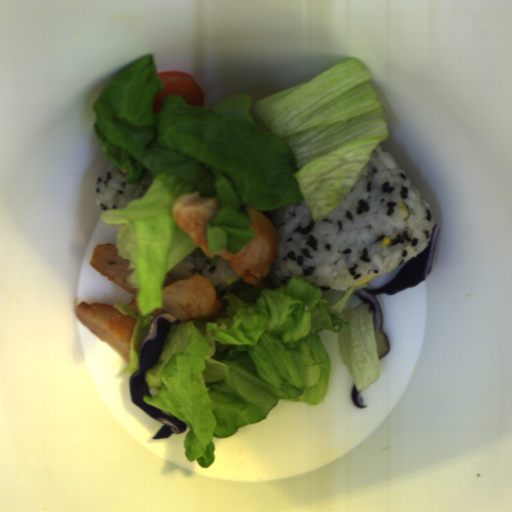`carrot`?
<instances>
[{
	"label": "carrot",
	"mask_w": 512,
	"mask_h": 512,
	"mask_svg": "<svg viewBox=\"0 0 512 512\" xmlns=\"http://www.w3.org/2000/svg\"><path fill=\"white\" fill-rule=\"evenodd\" d=\"M163 87L156 93L152 101V112L158 114L162 109L165 96L179 94L186 105L192 107H204L205 96L193 76L185 72H161L156 73Z\"/></svg>",
	"instance_id": "carrot-1"
}]
</instances>
